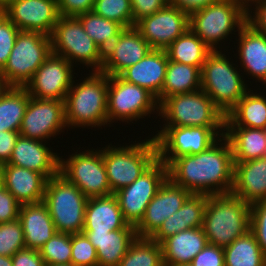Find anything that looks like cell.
<instances>
[{
  "mask_svg": "<svg viewBox=\"0 0 266 266\" xmlns=\"http://www.w3.org/2000/svg\"><path fill=\"white\" fill-rule=\"evenodd\" d=\"M191 193L169 177L146 207L143 219L135 227L137 237H151L163 221L177 212Z\"/></svg>",
  "mask_w": 266,
  "mask_h": 266,
  "instance_id": "18",
  "label": "cell"
},
{
  "mask_svg": "<svg viewBox=\"0 0 266 266\" xmlns=\"http://www.w3.org/2000/svg\"><path fill=\"white\" fill-rule=\"evenodd\" d=\"M88 199L60 173L47 180L43 202L57 232L82 233Z\"/></svg>",
  "mask_w": 266,
  "mask_h": 266,
  "instance_id": "8",
  "label": "cell"
},
{
  "mask_svg": "<svg viewBox=\"0 0 266 266\" xmlns=\"http://www.w3.org/2000/svg\"><path fill=\"white\" fill-rule=\"evenodd\" d=\"M152 48L135 28L124 30L104 52L102 73L108 76L119 75L127 67L143 59Z\"/></svg>",
  "mask_w": 266,
  "mask_h": 266,
  "instance_id": "20",
  "label": "cell"
},
{
  "mask_svg": "<svg viewBox=\"0 0 266 266\" xmlns=\"http://www.w3.org/2000/svg\"><path fill=\"white\" fill-rule=\"evenodd\" d=\"M234 162L266 157V130L249 127H225Z\"/></svg>",
  "mask_w": 266,
  "mask_h": 266,
  "instance_id": "31",
  "label": "cell"
},
{
  "mask_svg": "<svg viewBox=\"0 0 266 266\" xmlns=\"http://www.w3.org/2000/svg\"><path fill=\"white\" fill-rule=\"evenodd\" d=\"M152 49L165 50L189 29V15L167 4L134 26Z\"/></svg>",
  "mask_w": 266,
  "mask_h": 266,
  "instance_id": "17",
  "label": "cell"
},
{
  "mask_svg": "<svg viewBox=\"0 0 266 266\" xmlns=\"http://www.w3.org/2000/svg\"><path fill=\"white\" fill-rule=\"evenodd\" d=\"M156 132L158 159L168 166L177 157L205 151L225 134V127L163 126Z\"/></svg>",
  "mask_w": 266,
  "mask_h": 266,
  "instance_id": "13",
  "label": "cell"
},
{
  "mask_svg": "<svg viewBox=\"0 0 266 266\" xmlns=\"http://www.w3.org/2000/svg\"><path fill=\"white\" fill-rule=\"evenodd\" d=\"M239 4H241L246 10L251 9L253 4L260 0H233ZM251 6V7H250Z\"/></svg>",
  "mask_w": 266,
  "mask_h": 266,
  "instance_id": "53",
  "label": "cell"
},
{
  "mask_svg": "<svg viewBox=\"0 0 266 266\" xmlns=\"http://www.w3.org/2000/svg\"><path fill=\"white\" fill-rule=\"evenodd\" d=\"M18 219L24 232L25 247L39 250L57 232L46 204H22Z\"/></svg>",
  "mask_w": 266,
  "mask_h": 266,
  "instance_id": "28",
  "label": "cell"
},
{
  "mask_svg": "<svg viewBox=\"0 0 266 266\" xmlns=\"http://www.w3.org/2000/svg\"><path fill=\"white\" fill-rule=\"evenodd\" d=\"M18 0H0V12H3L7 9L11 4L15 3Z\"/></svg>",
  "mask_w": 266,
  "mask_h": 266,
  "instance_id": "55",
  "label": "cell"
},
{
  "mask_svg": "<svg viewBox=\"0 0 266 266\" xmlns=\"http://www.w3.org/2000/svg\"><path fill=\"white\" fill-rule=\"evenodd\" d=\"M77 18L82 23L85 32L103 53L124 30V27L118 22L103 18L94 11L78 15Z\"/></svg>",
  "mask_w": 266,
  "mask_h": 266,
  "instance_id": "37",
  "label": "cell"
},
{
  "mask_svg": "<svg viewBox=\"0 0 266 266\" xmlns=\"http://www.w3.org/2000/svg\"><path fill=\"white\" fill-rule=\"evenodd\" d=\"M24 248V232L20 220L0 223V255L12 257Z\"/></svg>",
  "mask_w": 266,
  "mask_h": 266,
  "instance_id": "41",
  "label": "cell"
},
{
  "mask_svg": "<svg viewBox=\"0 0 266 266\" xmlns=\"http://www.w3.org/2000/svg\"><path fill=\"white\" fill-rule=\"evenodd\" d=\"M71 264L74 266H98L95 247L84 233L71 234Z\"/></svg>",
  "mask_w": 266,
  "mask_h": 266,
  "instance_id": "42",
  "label": "cell"
},
{
  "mask_svg": "<svg viewBox=\"0 0 266 266\" xmlns=\"http://www.w3.org/2000/svg\"><path fill=\"white\" fill-rule=\"evenodd\" d=\"M3 14L20 31H38L49 36L60 17L57 0H18Z\"/></svg>",
  "mask_w": 266,
  "mask_h": 266,
  "instance_id": "19",
  "label": "cell"
},
{
  "mask_svg": "<svg viewBox=\"0 0 266 266\" xmlns=\"http://www.w3.org/2000/svg\"><path fill=\"white\" fill-rule=\"evenodd\" d=\"M52 53L51 38L38 31H20L0 71L7 87H25Z\"/></svg>",
  "mask_w": 266,
  "mask_h": 266,
  "instance_id": "9",
  "label": "cell"
},
{
  "mask_svg": "<svg viewBox=\"0 0 266 266\" xmlns=\"http://www.w3.org/2000/svg\"><path fill=\"white\" fill-rule=\"evenodd\" d=\"M46 145V142L20 135L6 164L30 169L50 179L59 173L60 156Z\"/></svg>",
  "mask_w": 266,
  "mask_h": 266,
  "instance_id": "21",
  "label": "cell"
},
{
  "mask_svg": "<svg viewBox=\"0 0 266 266\" xmlns=\"http://www.w3.org/2000/svg\"><path fill=\"white\" fill-rule=\"evenodd\" d=\"M66 127L64 101L30 97L19 133L26 138L47 142L64 132Z\"/></svg>",
  "mask_w": 266,
  "mask_h": 266,
  "instance_id": "15",
  "label": "cell"
},
{
  "mask_svg": "<svg viewBox=\"0 0 266 266\" xmlns=\"http://www.w3.org/2000/svg\"><path fill=\"white\" fill-rule=\"evenodd\" d=\"M19 136V132L0 131V166L8 163Z\"/></svg>",
  "mask_w": 266,
  "mask_h": 266,
  "instance_id": "51",
  "label": "cell"
},
{
  "mask_svg": "<svg viewBox=\"0 0 266 266\" xmlns=\"http://www.w3.org/2000/svg\"><path fill=\"white\" fill-rule=\"evenodd\" d=\"M253 5L254 10H247V22L256 30L266 34V0H260Z\"/></svg>",
  "mask_w": 266,
  "mask_h": 266,
  "instance_id": "50",
  "label": "cell"
},
{
  "mask_svg": "<svg viewBox=\"0 0 266 266\" xmlns=\"http://www.w3.org/2000/svg\"><path fill=\"white\" fill-rule=\"evenodd\" d=\"M86 75L88 76H85L84 80L79 79L82 81L80 83L73 80L64 101L65 121L69 129H102V126H108V75L100 71H90Z\"/></svg>",
  "mask_w": 266,
  "mask_h": 266,
  "instance_id": "2",
  "label": "cell"
},
{
  "mask_svg": "<svg viewBox=\"0 0 266 266\" xmlns=\"http://www.w3.org/2000/svg\"><path fill=\"white\" fill-rule=\"evenodd\" d=\"M233 195L250 205L266 200V157L234 162Z\"/></svg>",
  "mask_w": 266,
  "mask_h": 266,
  "instance_id": "26",
  "label": "cell"
},
{
  "mask_svg": "<svg viewBox=\"0 0 266 266\" xmlns=\"http://www.w3.org/2000/svg\"><path fill=\"white\" fill-rule=\"evenodd\" d=\"M13 266H45L39 250L24 248L12 256Z\"/></svg>",
  "mask_w": 266,
  "mask_h": 266,
  "instance_id": "49",
  "label": "cell"
},
{
  "mask_svg": "<svg viewBox=\"0 0 266 266\" xmlns=\"http://www.w3.org/2000/svg\"><path fill=\"white\" fill-rule=\"evenodd\" d=\"M82 233L96 249L98 266H118L137 238L136 229H117L109 233Z\"/></svg>",
  "mask_w": 266,
  "mask_h": 266,
  "instance_id": "30",
  "label": "cell"
},
{
  "mask_svg": "<svg viewBox=\"0 0 266 266\" xmlns=\"http://www.w3.org/2000/svg\"><path fill=\"white\" fill-rule=\"evenodd\" d=\"M6 84L3 81L2 75L0 74V94L6 89Z\"/></svg>",
  "mask_w": 266,
  "mask_h": 266,
  "instance_id": "56",
  "label": "cell"
},
{
  "mask_svg": "<svg viewBox=\"0 0 266 266\" xmlns=\"http://www.w3.org/2000/svg\"><path fill=\"white\" fill-rule=\"evenodd\" d=\"M178 266H192L191 264H186V265H178Z\"/></svg>",
  "mask_w": 266,
  "mask_h": 266,
  "instance_id": "58",
  "label": "cell"
},
{
  "mask_svg": "<svg viewBox=\"0 0 266 266\" xmlns=\"http://www.w3.org/2000/svg\"><path fill=\"white\" fill-rule=\"evenodd\" d=\"M168 177L191 194L231 193L234 160L230 141L223 135L199 154L175 158L168 165Z\"/></svg>",
  "mask_w": 266,
  "mask_h": 266,
  "instance_id": "1",
  "label": "cell"
},
{
  "mask_svg": "<svg viewBox=\"0 0 266 266\" xmlns=\"http://www.w3.org/2000/svg\"><path fill=\"white\" fill-rule=\"evenodd\" d=\"M118 266H164L162 246L149 237H137Z\"/></svg>",
  "mask_w": 266,
  "mask_h": 266,
  "instance_id": "38",
  "label": "cell"
},
{
  "mask_svg": "<svg viewBox=\"0 0 266 266\" xmlns=\"http://www.w3.org/2000/svg\"><path fill=\"white\" fill-rule=\"evenodd\" d=\"M117 229H135L123 218L118 200L114 194L90 197L85 209L82 232L109 233Z\"/></svg>",
  "mask_w": 266,
  "mask_h": 266,
  "instance_id": "25",
  "label": "cell"
},
{
  "mask_svg": "<svg viewBox=\"0 0 266 266\" xmlns=\"http://www.w3.org/2000/svg\"><path fill=\"white\" fill-rule=\"evenodd\" d=\"M149 138V139H147ZM111 145V146H110ZM119 146V147H118ZM106 145L102 149L108 183L112 193L131 185L157 159V144L152 137L131 145Z\"/></svg>",
  "mask_w": 266,
  "mask_h": 266,
  "instance_id": "5",
  "label": "cell"
},
{
  "mask_svg": "<svg viewBox=\"0 0 266 266\" xmlns=\"http://www.w3.org/2000/svg\"><path fill=\"white\" fill-rule=\"evenodd\" d=\"M157 112H156V111ZM158 114L159 103L157 98L148 90L127 82L119 75L108 76L107 117L109 127L119 121L133 123Z\"/></svg>",
  "mask_w": 266,
  "mask_h": 266,
  "instance_id": "11",
  "label": "cell"
},
{
  "mask_svg": "<svg viewBox=\"0 0 266 266\" xmlns=\"http://www.w3.org/2000/svg\"><path fill=\"white\" fill-rule=\"evenodd\" d=\"M225 127H249L266 130V97L251 88L227 113Z\"/></svg>",
  "mask_w": 266,
  "mask_h": 266,
  "instance_id": "32",
  "label": "cell"
},
{
  "mask_svg": "<svg viewBox=\"0 0 266 266\" xmlns=\"http://www.w3.org/2000/svg\"><path fill=\"white\" fill-rule=\"evenodd\" d=\"M246 22L247 10L233 0H219L189 15V29L212 51H217L230 34L236 35Z\"/></svg>",
  "mask_w": 266,
  "mask_h": 266,
  "instance_id": "7",
  "label": "cell"
},
{
  "mask_svg": "<svg viewBox=\"0 0 266 266\" xmlns=\"http://www.w3.org/2000/svg\"><path fill=\"white\" fill-rule=\"evenodd\" d=\"M192 266H225L224 250L216 245L207 244L191 262Z\"/></svg>",
  "mask_w": 266,
  "mask_h": 266,
  "instance_id": "47",
  "label": "cell"
},
{
  "mask_svg": "<svg viewBox=\"0 0 266 266\" xmlns=\"http://www.w3.org/2000/svg\"><path fill=\"white\" fill-rule=\"evenodd\" d=\"M240 66L251 79L266 86V34L246 22L237 34Z\"/></svg>",
  "mask_w": 266,
  "mask_h": 266,
  "instance_id": "24",
  "label": "cell"
},
{
  "mask_svg": "<svg viewBox=\"0 0 266 266\" xmlns=\"http://www.w3.org/2000/svg\"><path fill=\"white\" fill-rule=\"evenodd\" d=\"M93 11L103 18L118 22L124 28L133 27L131 0H95Z\"/></svg>",
  "mask_w": 266,
  "mask_h": 266,
  "instance_id": "40",
  "label": "cell"
},
{
  "mask_svg": "<svg viewBox=\"0 0 266 266\" xmlns=\"http://www.w3.org/2000/svg\"><path fill=\"white\" fill-rule=\"evenodd\" d=\"M168 178V166L157 159L131 185L113 193L119 203L124 220L136 227L143 219L146 207Z\"/></svg>",
  "mask_w": 266,
  "mask_h": 266,
  "instance_id": "14",
  "label": "cell"
},
{
  "mask_svg": "<svg viewBox=\"0 0 266 266\" xmlns=\"http://www.w3.org/2000/svg\"><path fill=\"white\" fill-rule=\"evenodd\" d=\"M218 1L219 0H169V4L190 15Z\"/></svg>",
  "mask_w": 266,
  "mask_h": 266,
  "instance_id": "52",
  "label": "cell"
},
{
  "mask_svg": "<svg viewBox=\"0 0 266 266\" xmlns=\"http://www.w3.org/2000/svg\"><path fill=\"white\" fill-rule=\"evenodd\" d=\"M222 52L219 48L207 55L200 75L201 90L226 116L250 88L243 79V73L238 71V65L230 62Z\"/></svg>",
  "mask_w": 266,
  "mask_h": 266,
  "instance_id": "4",
  "label": "cell"
},
{
  "mask_svg": "<svg viewBox=\"0 0 266 266\" xmlns=\"http://www.w3.org/2000/svg\"><path fill=\"white\" fill-rule=\"evenodd\" d=\"M251 205L229 194L207 196L203 229L208 243L221 248L250 231Z\"/></svg>",
  "mask_w": 266,
  "mask_h": 266,
  "instance_id": "3",
  "label": "cell"
},
{
  "mask_svg": "<svg viewBox=\"0 0 266 266\" xmlns=\"http://www.w3.org/2000/svg\"><path fill=\"white\" fill-rule=\"evenodd\" d=\"M45 266H74L73 264H52V265H45Z\"/></svg>",
  "mask_w": 266,
  "mask_h": 266,
  "instance_id": "57",
  "label": "cell"
},
{
  "mask_svg": "<svg viewBox=\"0 0 266 266\" xmlns=\"http://www.w3.org/2000/svg\"><path fill=\"white\" fill-rule=\"evenodd\" d=\"M29 99L24 87H6L0 94V131L19 132Z\"/></svg>",
  "mask_w": 266,
  "mask_h": 266,
  "instance_id": "35",
  "label": "cell"
},
{
  "mask_svg": "<svg viewBox=\"0 0 266 266\" xmlns=\"http://www.w3.org/2000/svg\"><path fill=\"white\" fill-rule=\"evenodd\" d=\"M95 0H57L60 16L77 17L83 13L93 11Z\"/></svg>",
  "mask_w": 266,
  "mask_h": 266,
  "instance_id": "48",
  "label": "cell"
},
{
  "mask_svg": "<svg viewBox=\"0 0 266 266\" xmlns=\"http://www.w3.org/2000/svg\"><path fill=\"white\" fill-rule=\"evenodd\" d=\"M20 30L0 12V71L4 68Z\"/></svg>",
  "mask_w": 266,
  "mask_h": 266,
  "instance_id": "43",
  "label": "cell"
},
{
  "mask_svg": "<svg viewBox=\"0 0 266 266\" xmlns=\"http://www.w3.org/2000/svg\"><path fill=\"white\" fill-rule=\"evenodd\" d=\"M169 60L202 68L207 55L212 51L195 33L188 29L166 49Z\"/></svg>",
  "mask_w": 266,
  "mask_h": 266,
  "instance_id": "34",
  "label": "cell"
},
{
  "mask_svg": "<svg viewBox=\"0 0 266 266\" xmlns=\"http://www.w3.org/2000/svg\"><path fill=\"white\" fill-rule=\"evenodd\" d=\"M201 69L191 65L168 60L165 80L161 91V102L177 94L201 89Z\"/></svg>",
  "mask_w": 266,
  "mask_h": 266,
  "instance_id": "33",
  "label": "cell"
},
{
  "mask_svg": "<svg viewBox=\"0 0 266 266\" xmlns=\"http://www.w3.org/2000/svg\"><path fill=\"white\" fill-rule=\"evenodd\" d=\"M47 178L38 172L11 164L0 166V182L22 204L42 202Z\"/></svg>",
  "mask_w": 266,
  "mask_h": 266,
  "instance_id": "23",
  "label": "cell"
},
{
  "mask_svg": "<svg viewBox=\"0 0 266 266\" xmlns=\"http://www.w3.org/2000/svg\"><path fill=\"white\" fill-rule=\"evenodd\" d=\"M21 204L0 182V223L18 219Z\"/></svg>",
  "mask_w": 266,
  "mask_h": 266,
  "instance_id": "45",
  "label": "cell"
},
{
  "mask_svg": "<svg viewBox=\"0 0 266 266\" xmlns=\"http://www.w3.org/2000/svg\"><path fill=\"white\" fill-rule=\"evenodd\" d=\"M168 60L165 50L151 49L143 59L127 67L119 76L151 92L160 104Z\"/></svg>",
  "mask_w": 266,
  "mask_h": 266,
  "instance_id": "22",
  "label": "cell"
},
{
  "mask_svg": "<svg viewBox=\"0 0 266 266\" xmlns=\"http://www.w3.org/2000/svg\"><path fill=\"white\" fill-rule=\"evenodd\" d=\"M73 67L76 66L64 57L51 53L24 88L30 97L65 101L67 92L76 78Z\"/></svg>",
  "mask_w": 266,
  "mask_h": 266,
  "instance_id": "16",
  "label": "cell"
},
{
  "mask_svg": "<svg viewBox=\"0 0 266 266\" xmlns=\"http://www.w3.org/2000/svg\"><path fill=\"white\" fill-rule=\"evenodd\" d=\"M50 38L52 53L64 57L73 66L80 63L92 68L91 71H101L104 53L77 17L60 16Z\"/></svg>",
  "mask_w": 266,
  "mask_h": 266,
  "instance_id": "10",
  "label": "cell"
},
{
  "mask_svg": "<svg viewBox=\"0 0 266 266\" xmlns=\"http://www.w3.org/2000/svg\"><path fill=\"white\" fill-rule=\"evenodd\" d=\"M169 4V0H131L133 27L142 19L149 17Z\"/></svg>",
  "mask_w": 266,
  "mask_h": 266,
  "instance_id": "46",
  "label": "cell"
},
{
  "mask_svg": "<svg viewBox=\"0 0 266 266\" xmlns=\"http://www.w3.org/2000/svg\"><path fill=\"white\" fill-rule=\"evenodd\" d=\"M45 265L71 264V234L56 232L40 249Z\"/></svg>",
  "mask_w": 266,
  "mask_h": 266,
  "instance_id": "39",
  "label": "cell"
},
{
  "mask_svg": "<svg viewBox=\"0 0 266 266\" xmlns=\"http://www.w3.org/2000/svg\"><path fill=\"white\" fill-rule=\"evenodd\" d=\"M208 244L203 227L180 231L162 243L164 266L191 264L194 257Z\"/></svg>",
  "mask_w": 266,
  "mask_h": 266,
  "instance_id": "29",
  "label": "cell"
},
{
  "mask_svg": "<svg viewBox=\"0 0 266 266\" xmlns=\"http://www.w3.org/2000/svg\"><path fill=\"white\" fill-rule=\"evenodd\" d=\"M163 126L225 127L226 116L203 91L166 97L159 104Z\"/></svg>",
  "mask_w": 266,
  "mask_h": 266,
  "instance_id": "6",
  "label": "cell"
},
{
  "mask_svg": "<svg viewBox=\"0 0 266 266\" xmlns=\"http://www.w3.org/2000/svg\"><path fill=\"white\" fill-rule=\"evenodd\" d=\"M223 250L225 266H266V256L251 231L235 239Z\"/></svg>",
  "mask_w": 266,
  "mask_h": 266,
  "instance_id": "36",
  "label": "cell"
},
{
  "mask_svg": "<svg viewBox=\"0 0 266 266\" xmlns=\"http://www.w3.org/2000/svg\"><path fill=\"white\" fill-rule=\"evenodd\" d=\"M86 150L60 156L59 173L76 185L88 198L109 196L112 193L103 161L102 148Z\"/></svg>",
  "mask_w": 266,
  "mask_h": 266,
  "instance_id": "12",
  "label": "cell"
},
{
  "mask_svg": "<svg viewBox=\"0 0 266 266\" xmlns=\"http://www.w3.org/2000/svg\"><path fill=\"white\" fill-rule=\"evenodd\" d=\"M0 266H13L12 257L0 255Z\"/></svg>",
  "mask_w": 266,
  "mask_h": 266,
  "instance_id": "54",
  "label": "cell"
},
{
  "mask_svg": "<svg viewBox=\"0 0 266 266\" xmlns=\"http://www.w3.org/2000/svg\"><path fill=\"white\" fill-rule=\"evenodd\" d=\"M250 231L266 256V200L251 204Z\"/></svg>",
  "mask_w": 266,
  "mask_h": 266,
  "instance_id": "44",
  "label": "cell"
},
{
  "mask_svg": "<svg viewBox=\"0 0 266 266\" xmlns=\"http://www.w3.org/2000/svg\"><path fill=\"white\" fill-rule=\"evenodd\" d=\"M207 196L205 194H191L182 207L165 219L150 238L161 244L166 238L180 231L203 227Z\"/></svg>",
  "mask_w": 266,
  "mask_h": 266,
  "instance_id": "27",
  "label": "cell"
}]
</instances>
